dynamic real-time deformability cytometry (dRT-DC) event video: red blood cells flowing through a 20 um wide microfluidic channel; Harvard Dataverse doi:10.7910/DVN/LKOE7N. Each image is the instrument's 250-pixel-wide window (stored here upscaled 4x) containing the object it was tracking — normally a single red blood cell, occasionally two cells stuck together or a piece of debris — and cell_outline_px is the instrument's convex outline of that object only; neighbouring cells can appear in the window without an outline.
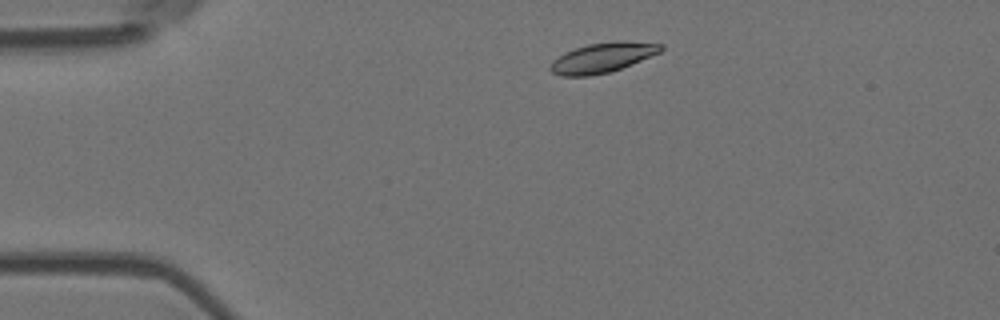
{"species": "Egyptian fruit bat (a non-hibernating species)", "species_latin": "Rousettus aegyptiacus", "temperature_condition": "room temperature", "stored_images_in_passage": 4, "camera_frame_rate_fps": 3000, "um_per_image_px": 0.085, "animal": {"sex": "female"}, "frame": {"image": 1, "passage_image": 1, "time_ms": 0.0, "image_size_px": [1000, 320], "cell_outline_px": [[664, 48], [660, 52], [620, 68], [608, 72], [588, 76], [560, 76], [552, 72], [548, 68], [552, 60], [564, 52], [588, 44], [616, 40], [624, 40], [664, 44]], "centroid_in_image_um": [51.18, 4.88], "position_along_channel_um": 33.8, "area_um2": 19.25}}
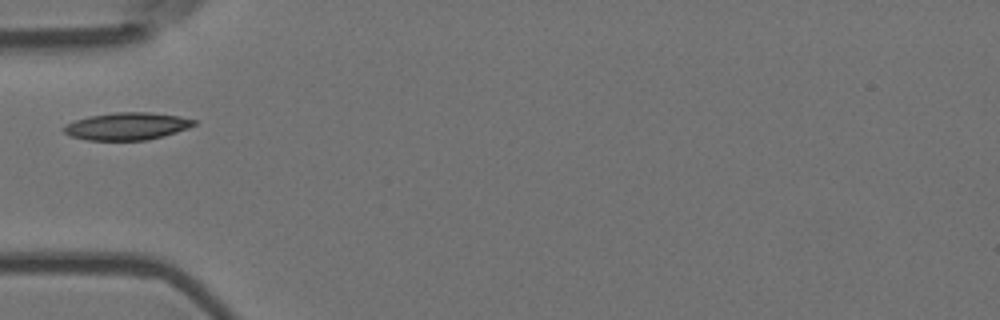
{"frame": {"image": 2, "passage_image": 3, "time_ms": 0.667, "image_size_px": [1000, 320], "cell_outline_px": [[196, 124], [188, 128], [176, 132], [148, 140], [88, 140], [72, 136], [64, 132], [60, 128], [64, 124], [88, 116], [116, 112], [148, 112], [180, 116], [196, 120]], "centroid_in_image_um": [10.77, 10.72], "position_along_channel_um": 74.2, "area_um2": 20.81}}
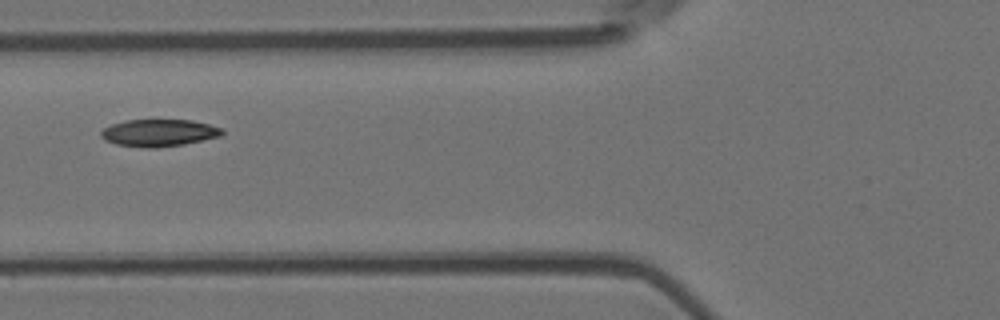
{"frame": {"image": 3, "passage_image": 4, "time_ms": 1.0, "image_size_px": [1000, 320], "cell_outline_px": [[224, 132], [220, 136], [184, 144], [156, 148], [144, 148], [116, 144], [104, 140], [100, 136], [100, 132], [104, 128], [112, 124], [128, 120], [192, 120], [224, 128]], "centroid_in_image_um": [13.5, 11.29], "position_along_channel_um": 112.3, "area_um2": 19.19}}